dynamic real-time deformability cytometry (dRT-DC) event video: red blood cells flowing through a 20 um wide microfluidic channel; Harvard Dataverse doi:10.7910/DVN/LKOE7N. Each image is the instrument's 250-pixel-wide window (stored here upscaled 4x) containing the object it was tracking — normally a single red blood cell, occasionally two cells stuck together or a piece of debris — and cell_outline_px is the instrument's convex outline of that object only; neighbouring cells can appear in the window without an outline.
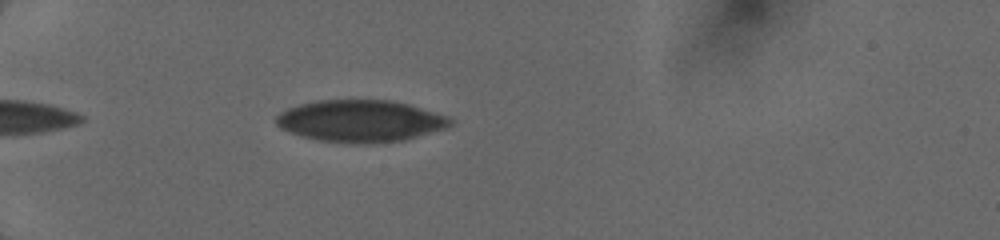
{"species": "human", "species_latin": "Homo sapiens", "temperature_condition": "cold", "stored_images_in_passage": 19, "camera_frame_rate_fps": 3000, "um_per_image_px": 0.085, "donor": {"sex": "female"}, "frame": {"image": 1, "passage_image": 4, "time_ms": 1.0, "image_size_px": [1000, 240], "cell_outline_px": [[452, 124], [448, 128], [404, 140], [372, 144], [352, 144], [320, 140], [304, 136], [280, 128], [276, 124], [276, 116], [280, 112], [288, 108], [300, 104], [316, 100], [392, 100], [408, 104], [448, 116], [452, 120]], "centroid_in_image_um": [30.66, 10.29], "position_along_channel_um": 54.3, "area_um2": 42.66}}
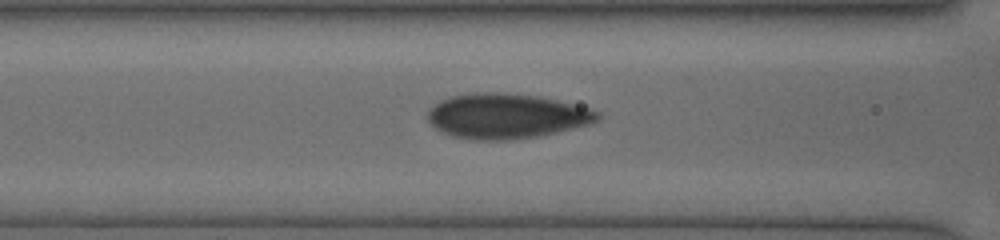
{"frame": {"image": 2, "passage_image": 12, "time_ms": 3.333, "image_size_px": [1000, 240], "cell_outline_px": [[600, 116], [592, 124], [540, 136], [508, 140], [472, 140], [452, 136], [440, 132], [428, 120], [428, 112], [440, 100], [452, 96], [476, 92], [496, 92], [536, 96], [556, 100], [588, 108], [600, 112]], "centroid_in_image_um": [43.04, 9.88], "position_along_channel_um": 123.6, "area_um2": 44.39}}
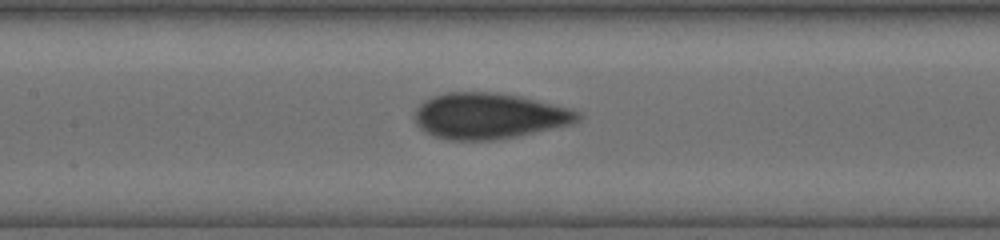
{"frame": {"image": 3, "passage_image": 16, "time_ms": 4.333, "image_size_px": [1000, 240], "cell_outline_px": [[580, 120], [572, 124], [520, 136], [496, 140], [448, 140], [432, 136], [424, 132], [416, 124], [416, 108], [424, 100], [448, 92], [496, 92], [520, 96], [572, 108], [580, 112]], "centroid_in_image_um": [41.6, 9.86], "position_along_channel_um": 165.8, "area_um2": 43.93}}